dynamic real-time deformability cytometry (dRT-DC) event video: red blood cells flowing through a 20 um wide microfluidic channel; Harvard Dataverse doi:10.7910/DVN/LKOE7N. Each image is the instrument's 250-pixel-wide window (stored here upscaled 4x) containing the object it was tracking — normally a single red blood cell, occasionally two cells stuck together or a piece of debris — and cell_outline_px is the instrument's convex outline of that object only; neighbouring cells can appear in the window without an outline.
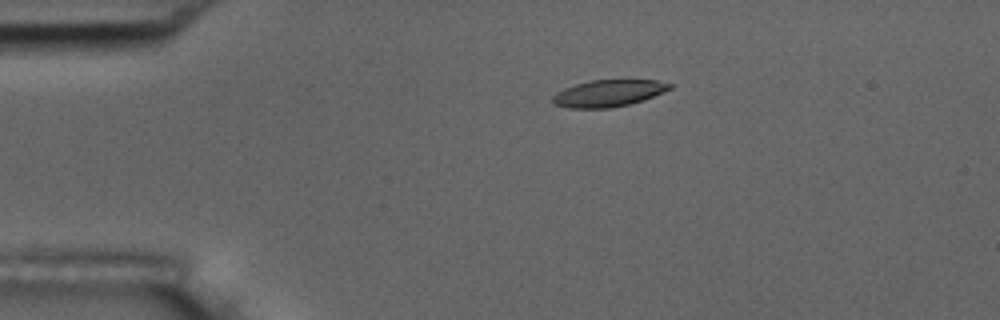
{"species": "common noctule bat (a hibernating species)", "species_latin": "Nyctalus noctula", "temperature_condition": "room temperature", "stored_images_in_passage": 10, "camera_frame_rate_fps": 3000, "um_per_image_px": 0.085, "animal": {"sex": "male", "body_mass_g": 17.5, "forearm_length_mm": 52.3}, "frame": {"image": 1, "passage_image": 4, "time_ms": 3.667, "image_size_px": [1000, 320], "cell_outline_px": [[676, 84], [672, 88], [664, 92], [644, 100], [628, 104], [608, 108], [568, 108], [552, 104], [552, 96], [556, 92], [564, 88], [576, 84], [592, 80], [656, 80]], "centroid_in_image_um": [51.73, 7.92], "position_along_channel_um": 33.3, "area_um2": 18.44}}
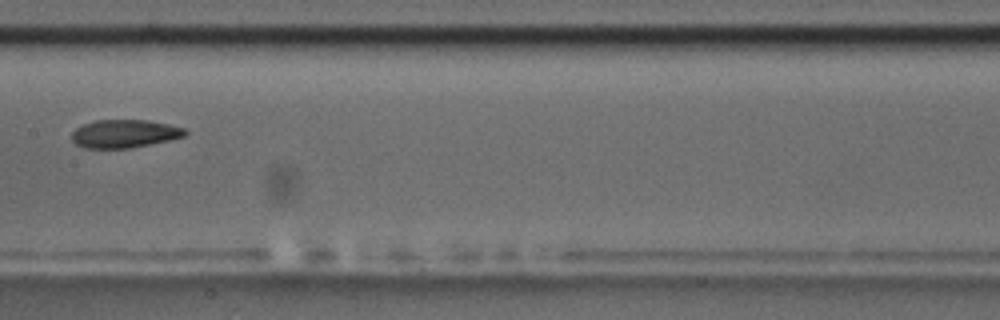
{"frame": {"image": 2, "passage_image": 9, "time_ms": 9.333, "image_size_px": [1000, 320], "cell_outline_px": [[188, 132], [184, 136], [168, 140], [132, 148], [84, 148], [76, 144], [72, 140], [72, 132], [76, 128], [84, 124], [96, 120], [148, 120], [188, 128]], "centroid_in_image_um": [10.6, 11.36], "position_along_channel_um": 196.8, "area_um2": 18.61}}
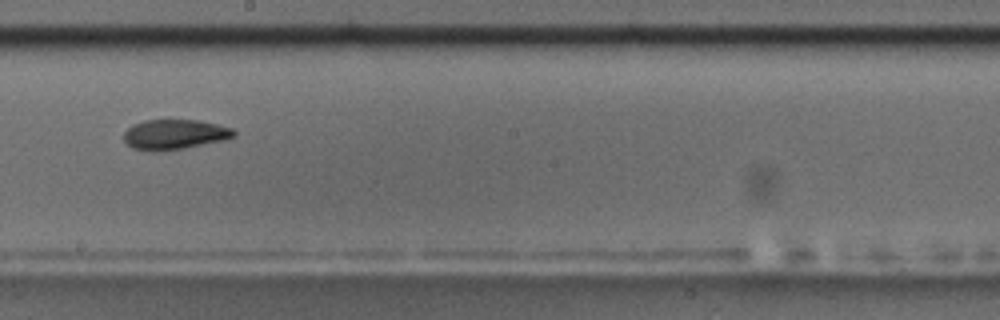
{"frame": {"image": 3, "passage_image": 10, "time_ms": 10.333, "image_size_px": [1000, 320], "cell_outline_px": [[236, 136], [224, 140], [184, 148], [156, 152], [152, 152], [132, 148], [124, 140], [124, 132], [132, 124], [144, 120], [168, 116], [200, 120], [232, 128], [236, 132]], "centroid_in_image_um": [14.81, 11.37], "position_along_channel_um": 233.4, "area_um2": 20.17}}